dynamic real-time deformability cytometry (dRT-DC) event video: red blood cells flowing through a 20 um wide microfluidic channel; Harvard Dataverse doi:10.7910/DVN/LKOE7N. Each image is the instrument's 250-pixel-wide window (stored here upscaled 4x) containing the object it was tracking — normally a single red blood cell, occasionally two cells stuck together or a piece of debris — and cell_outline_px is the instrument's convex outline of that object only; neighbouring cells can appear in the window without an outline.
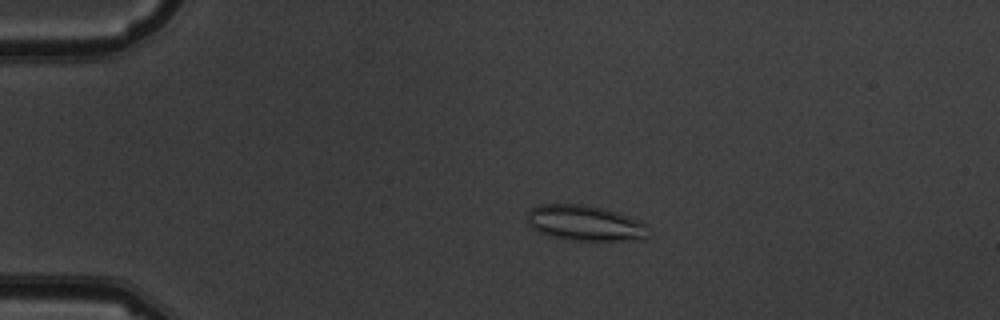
{"species": "common noctule bat (a hibernating species)", "species_latin": "Nyctalus noctula", "temperature_condition": "warm", "stored_images_in_passage": 5, "camera_frame_rate_fps": 3000, "um_per_image_px": 0.085, "animal": {"sex": "male", "body_mass_g": 19.5, "forearm_length_mm": 54.6}, "frame": {"image": 1, "passage_image": 1, "time_ms": 0.0, "image_size_px": [1000, 320], "cell_outline_px": [[648, 236], [644, 240], [572, 240], [548, 236], [532, 228], [528, 224], [528, 212], [532, 208], [540, 204], [584, 204], [616, 212], [636, 220], [644, 224]], "centroid_in_image_um": [49.68, 18.97], "position_along_channel_um": 35.3, "area_um2": 24.74}}
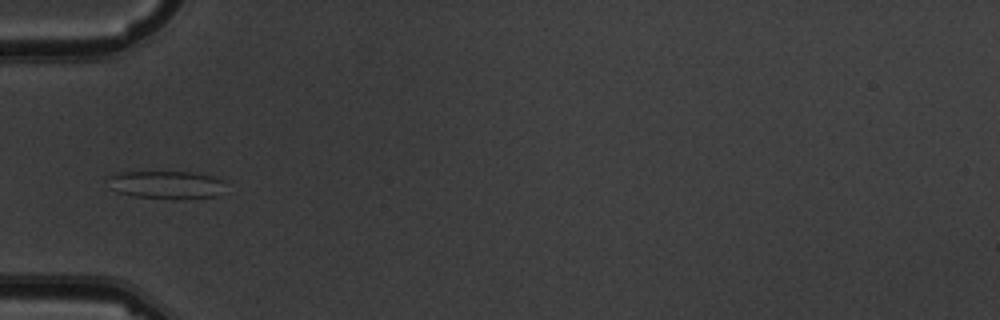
{"frame": {"image": 2, "passage_image": 3, "time_ms": 2.333, "image_size_px": [1000, 320], "cell_outline_px": [[224, 180], [216, 196], [132, 196], [116, 192], [112, 188], [108, 176], [116, 172], [196, 172], [212, 176]], "centroid_in_image_um": [14.04, 15.64], "position_along_channel_um": 71.0, "area_um2": 17.98}}